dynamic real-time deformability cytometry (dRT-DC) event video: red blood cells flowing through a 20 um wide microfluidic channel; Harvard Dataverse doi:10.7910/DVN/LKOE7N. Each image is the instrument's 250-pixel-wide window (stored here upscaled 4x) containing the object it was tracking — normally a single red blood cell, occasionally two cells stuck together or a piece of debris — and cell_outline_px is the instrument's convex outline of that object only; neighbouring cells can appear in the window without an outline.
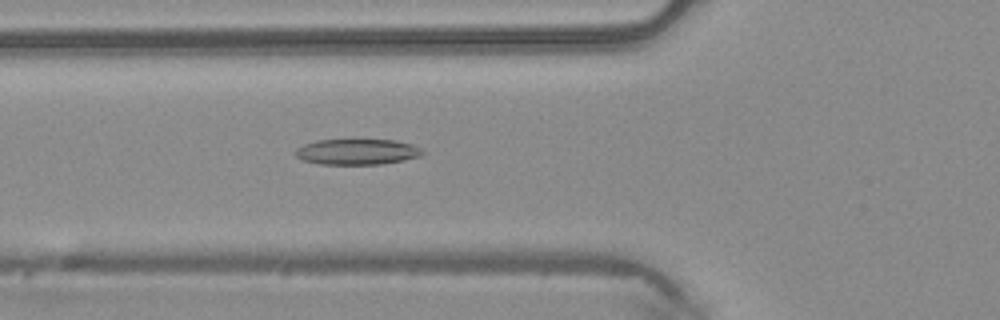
{"species": "common noctule bat (a hibernating species)", "species_latin": "Nyctalus noctula", "temperature_condition": "warm", "stored_images_in_passage": 50, "camera_frame_rate_fps": 3000, "um_per_image_px": 0.085, "animal": {"sex": "male", "body_mass_g": 20.4}, "frame": {"image": 1, "passage_image": 18, "time_ms": 5.667, "image_size_px": [1000, 320], "cell_outline_px": [[424, 152], [420, 156], [404, 160], [380, 164], [320, 164], [304, 160], [296, 156], [296, 148], [304, 144], [316, 140], [396, 140], [412, 144], [420, 148]], "centroid_in_image_um": [30.36, 12.9], "position_along_channel_um": 95.4, "area_um2": 18.9}}
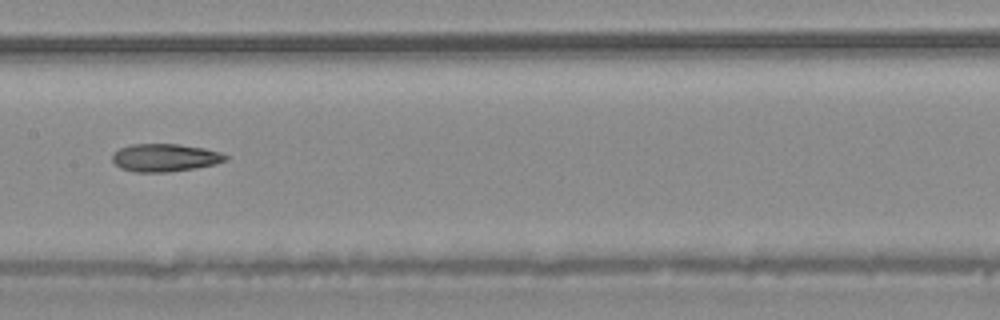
{"frame": {"image": 2, "passage_image": 25, "time_ms": 8.0, "image_size_px": [1000, 320], "cell_outline_px": [[228, 160], [216, 164], [168, 172], [136, 172], [120, 168], [112, 160], [112, 152], [120, 148], [132, 144], [176, 144], [204, 148], [220, 152], [228, 156]], "centroid_in_image_um": [14.01, 13.4], "position_along_channel_um": 193.4, "area_um2": 18.32}}
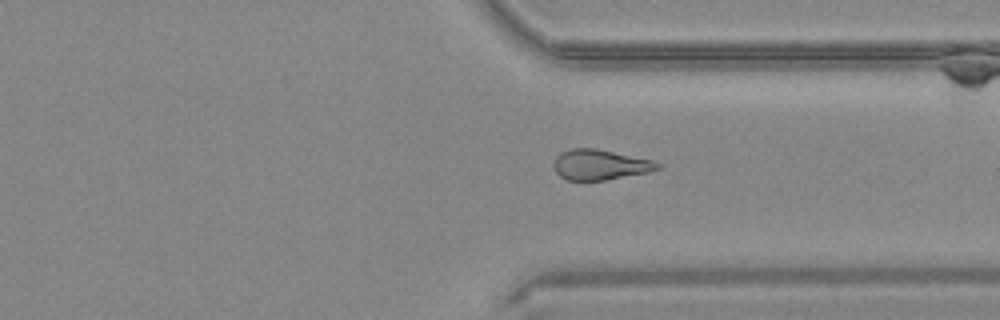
{"frame": {"image": 3, "passage_image": 37, "time_ms": 12.0, "image_size_px": [1000, 320], "cell_outline_px": [[664, 168], [648, 172], [604, 180], [568, 180], [560, 176], [556, 172], [552, 164], [556, 156], [560, 152], [572, 148], [596, 148], [652, 160], [664, 164]], "centroid_in_image_um": [51.02, 13.99], "position_along_channel_um": 360.4, "area_um2": 18.5}}